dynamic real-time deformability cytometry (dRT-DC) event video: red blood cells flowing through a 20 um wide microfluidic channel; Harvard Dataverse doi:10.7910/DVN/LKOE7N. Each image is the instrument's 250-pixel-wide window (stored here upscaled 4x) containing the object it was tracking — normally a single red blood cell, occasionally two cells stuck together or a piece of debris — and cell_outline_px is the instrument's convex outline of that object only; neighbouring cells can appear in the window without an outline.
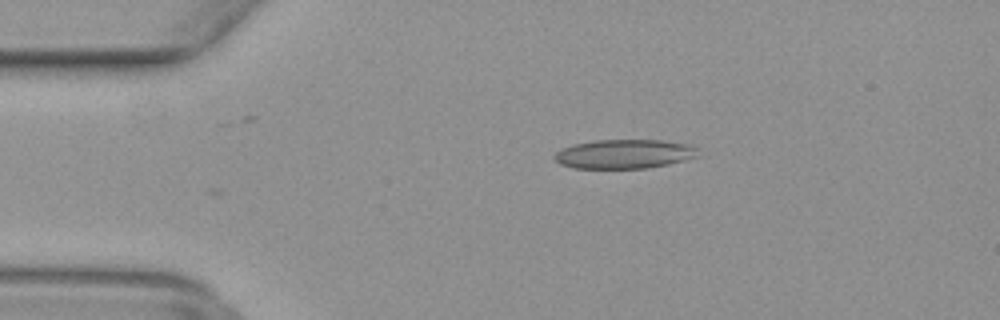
{"species": "common noctule bat (a hibernating species)", "species_latin": "Nyctalus noctula", "temperature_condition": "warm", "stored_images_in_passage": 30, "camera_frame_rate_fps": 3000, "um_per_image_px": 0.085, "animal": {"sex": "female", "body_mass_g": 29.2, "forearm_length_mm": 56.3}, "frame": {"image": 1, "passage_image": 1, "time_ms": 0.0, "image_size_px": [1000, 320], "cell_outline_px": [[700, 156], [668, 164], [648, 168], [572, 168], [560, 164], [552, 156], [560, 148], [572, 144], [596, 140], [660, 140], [692, 144], [696, 148]], "centroid_in_image_um": [53.05, 13.08], "position_along_channel_um": 31.9, "area_um2": 24.62}}
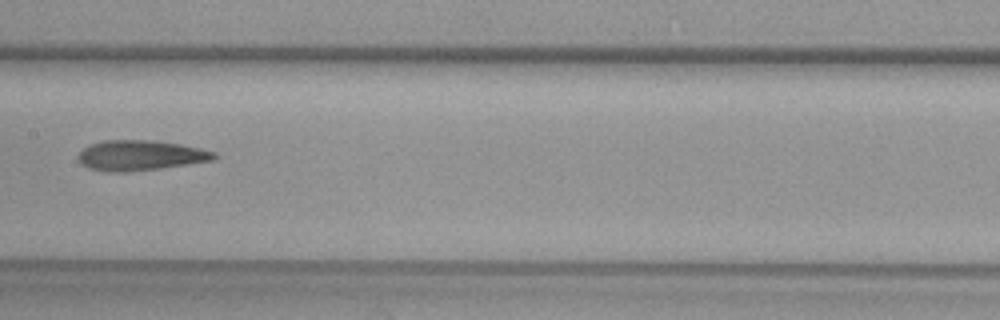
{"frame": {"image": 2, "passage_image": 16, "time_ms": 5.0, "image_size_px": [1000, 320], "cell_outline_px": [[220, 156], [212, 160], [188, 164], [160, 168], [124, 172], [108, 172], [88, 168], [80, 164], [76, 156], [88, 144], [104, 140], [148, 140], [180, 144], [200, 148], [216, 152]], "centroid_in_image_um": [11.9, 13.21], "position_along_channel_um": 195.5, "area_um2": 24.04}}
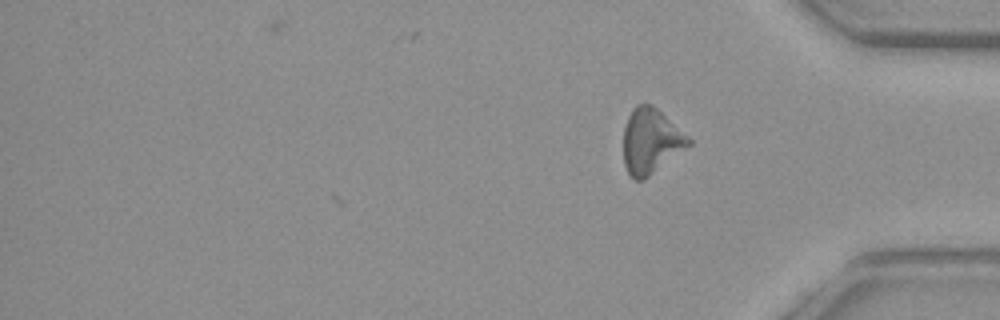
{"frame": {"image": 3, "passage_image": 30, "time_ms": 9.667, "image_size_px": [1000, 320], "cell_outline_px": [[692, 144], [644, 180], [632, 180], [624, 164], [624, 128], [628, 116], [632, 108], [636, 104], [652, 104], [688, 136], [692, 140]], "centroid_in_image_um": [55.31, 12.01], "position_along_channel_um": 379.9, "area_um2": 24.68}}